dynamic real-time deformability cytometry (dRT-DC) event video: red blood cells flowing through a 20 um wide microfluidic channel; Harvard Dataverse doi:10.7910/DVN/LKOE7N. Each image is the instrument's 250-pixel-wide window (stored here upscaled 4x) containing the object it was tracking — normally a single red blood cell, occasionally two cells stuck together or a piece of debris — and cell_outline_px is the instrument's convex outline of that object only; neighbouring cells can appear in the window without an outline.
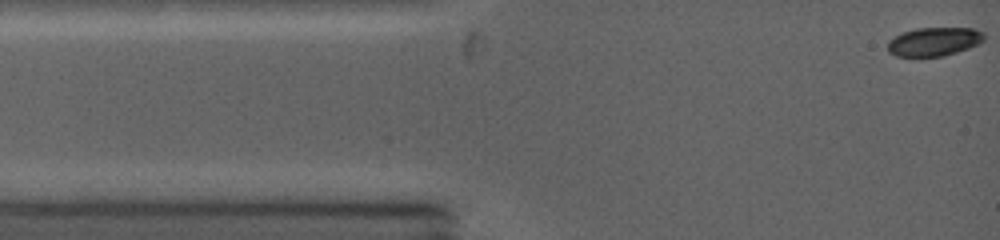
{"species": "common noctule bat (a hibernating species)", "species_latin": "Nyctalus noctula", "temperature_condition": "warm", "stored_images_in_passage": 5, "camera_frame_rate_fps": 5000, "um_per_image_px": 0.085, "animal": {"sex": "female", "body_mass_g": 19.0, "forearm_length_mm": 53.3}, "frame": {"image": 1, "passage_image": 1, "time_ms": 0.0, "image_size_px": [1000, 240], "cell_outline_px": [[984, 40], [968, 48], [956, 52], [940, 56], [896, 56], [888, 52], [888, 44], [896, 36], [904, 32], [920, 28], [972, 28], [980, 32], [984, 36]], "centroid_in_image_um": [79.39, 3.54], "position_along_channel_um": 5.6, "area_um2": 15.61}}
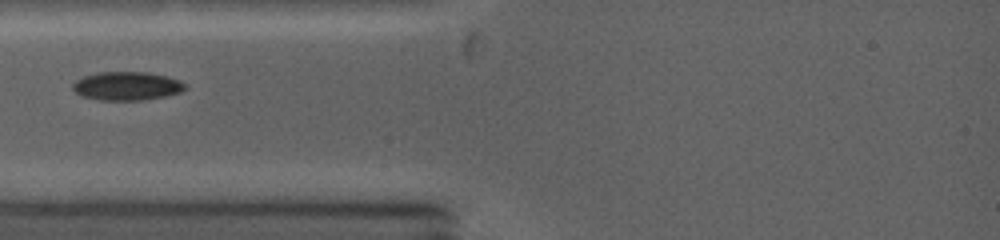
{"frame": {"image": 2, "passage_image": 3, "time_ms": 3.0, "image_size_px": [1000, 240], "cell_outline_px": [[184, 88], [180, 92], [164, 96], [140, 100], [100, 100], [84, 96], [76, 92], [72, 88], [72, 84], [76, 80], [84, 76], [100, 72], [148, 72], [164, 76], [176, 80], [184, 84]], "centroid_in_image_um": [10.73, 7.31], "position_along_channel_um": 74.3, "area_um2": 18.26}}